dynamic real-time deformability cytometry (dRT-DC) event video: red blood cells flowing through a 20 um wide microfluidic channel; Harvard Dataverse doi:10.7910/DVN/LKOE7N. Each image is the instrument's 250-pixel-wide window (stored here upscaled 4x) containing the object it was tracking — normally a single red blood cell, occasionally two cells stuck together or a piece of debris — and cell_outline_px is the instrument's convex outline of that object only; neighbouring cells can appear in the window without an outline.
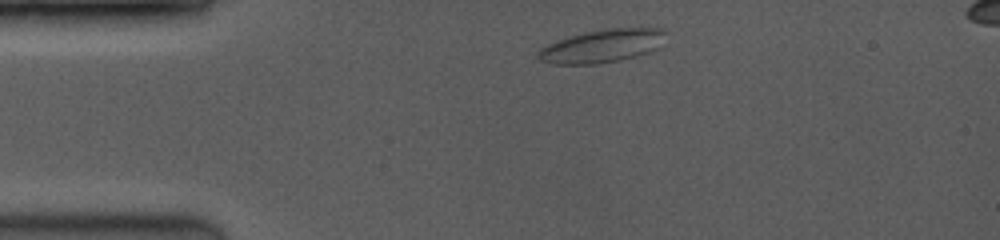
{"species": "common noctule bat (a hibernating species)", "species_latin": "Nyctalus noctula", "temperature_condition": "room temperature", "stored_images_in_passage": 24, "camera_frame_rate_fps": 3500, "um_per_image_px": 0.085, "animal": {"sex": "female", "body_mass_g": 19.0, "forearm_length_mm": 53.3}, "frame": {"image": 1, "passage_image": 1, "time_ms": 0.0, "image_size_px": [1000, 240], "cell_outline_px": [[668, 44], [648, 52], [636, 56], [620, 60], [596, 64], [552, 64], [540, 60], [536, 56], [536, 52], [540, 48], [548, 44], [572, 36], [588, 32], [612, 28], [660, 28], [668, 32]], "centroid_in_image_um": [51.29, 3.91], "position_along_channel_um": 33.7, "area_um2": 24.85}}